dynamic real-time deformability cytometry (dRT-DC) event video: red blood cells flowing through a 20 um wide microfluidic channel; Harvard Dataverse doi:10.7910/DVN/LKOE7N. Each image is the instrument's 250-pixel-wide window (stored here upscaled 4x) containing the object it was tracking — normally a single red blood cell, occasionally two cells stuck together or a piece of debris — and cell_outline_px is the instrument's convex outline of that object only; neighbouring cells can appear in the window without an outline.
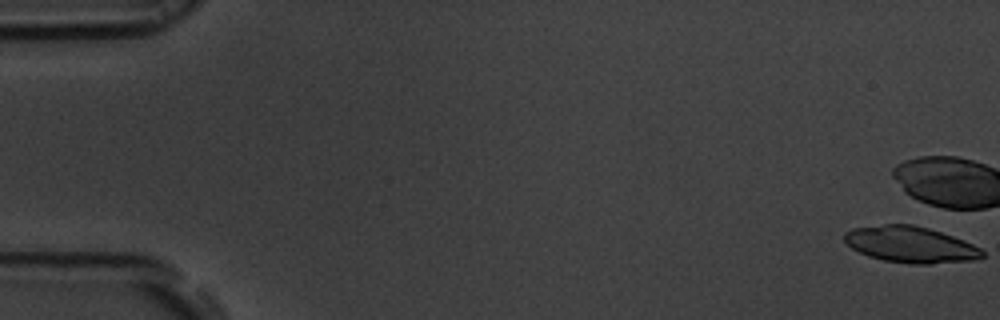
{"species": "common noctule bat (a hibernating species)", "species_latin": "Nyctalus noctula", "temperature_condition": "room temperature", "stored_images_in_passage": 6, "camera_frame_rate_fps": 3000, "um_per_image_px": 0.085, "animal": {"sex": "male", "body_mass_g": 19.5, "forearm_length_mm": 54.6}, "frame": {"image": 1, "passage_image": 1, "time_ms": 0.0, "image_size_px": [1000, 320], "cell_outline_px": [[984, 256], [976, 260], [932, 264], [912, 264], [884, 260], [868, 256], [852, 248], [844, 240], [844, 232], [852, 228], [884, 224], [912, 224], [928, 228], [964, 240], [980, 248], [984, 252]], "centroid_in_image_um": [77.4, 20.79], "position_along_channel_um": 7.6, "area_um2": 29.13}}